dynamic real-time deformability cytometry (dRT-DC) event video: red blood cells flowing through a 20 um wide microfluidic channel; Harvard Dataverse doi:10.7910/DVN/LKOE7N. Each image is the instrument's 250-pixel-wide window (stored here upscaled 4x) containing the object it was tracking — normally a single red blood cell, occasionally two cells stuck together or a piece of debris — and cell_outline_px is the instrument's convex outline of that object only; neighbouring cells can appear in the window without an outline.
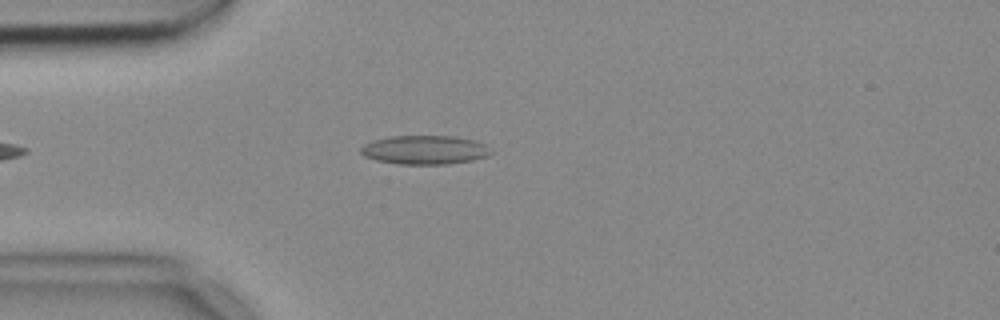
{"species": "common noctule bat (a hibernating species)", "species_latin": "Nyctalus noctula", "temperature_condition": "cold", "stored_images_in_passage": 44, "camera_frame_rate_fps": 3000, "um_per_image_px": 0.085, "animal": {"sex": "female", "body_mass_g": 18.4}, "frame": {"image": 1, "passage_image": 4, "time_ms": 1.0, "image_size_px": [1000, 320], "cell_outline_px": [[492, 152], [488, 156], [472, 160], [448, 164], [400, 164], [376, 160], [364, 156], [360, 152], [360, 148], [364, 144], [372, 140], [392, 136], [452, 136], [472, 140], [484, 144]], "centroid_in_image_um": [36.07, 12.74], "position_along_channel_um": 48.9, "area_um2": 21.79}}
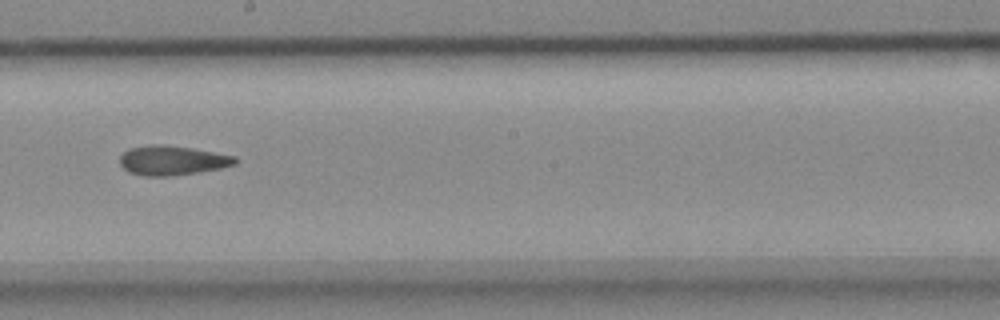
{"frame": {"image": 2, "passage_image": 20, "time_ms": 6.333, "image_size_px": [1000, 320], "cell_outline_px": [[236, 164], [220, 168], [196, 172], [168, 176], [144, 176], [128, 172], [120, 164], [120, 156], [128, 148], [152, 144], [164, 144], [192, 148], [236, 156]], "centroid_in_image_um": [14.61, 13.62], "position_along_channel_um": 233.6, "area_um2": 19.77}}
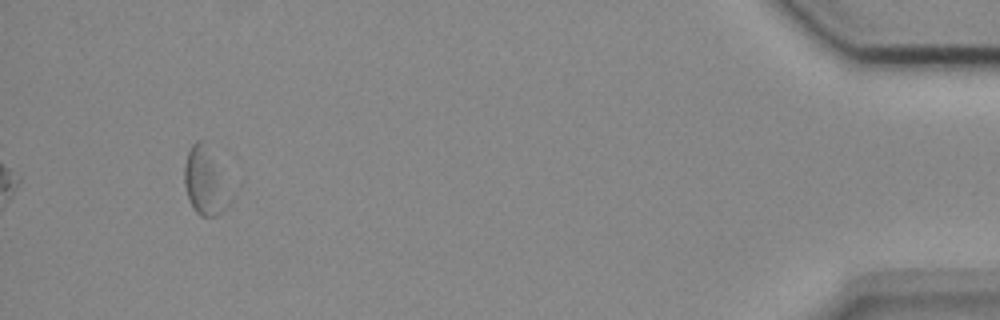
{"frame": {"image": 3, "passage_image": 41, "time_ms": 13.333, "image_size_px": [1000, 320], "cell_outline_px": [[232, 200], [216, 216], [200, 216], [196, 212], [188, 200], [184, 184], [184, 164], [188, 152], [192, 144], [196, 140], [200, 140]], "centroid_in_image_um": [17.33, 15.55], "position_along_channel_um": 417.9, "area_um2": 16.36}, "authors_computed_cell_mechanics": {"area_um2": 19.5364, "velocity_mm_per_s": 3.6727, "shape_relaxation_time_tau1_ms": null, "shape_relaxation_time_tau2_ms": 6.4647, "deformation_change_tau1": null, "deformation_change_tau2": 0.1389}}